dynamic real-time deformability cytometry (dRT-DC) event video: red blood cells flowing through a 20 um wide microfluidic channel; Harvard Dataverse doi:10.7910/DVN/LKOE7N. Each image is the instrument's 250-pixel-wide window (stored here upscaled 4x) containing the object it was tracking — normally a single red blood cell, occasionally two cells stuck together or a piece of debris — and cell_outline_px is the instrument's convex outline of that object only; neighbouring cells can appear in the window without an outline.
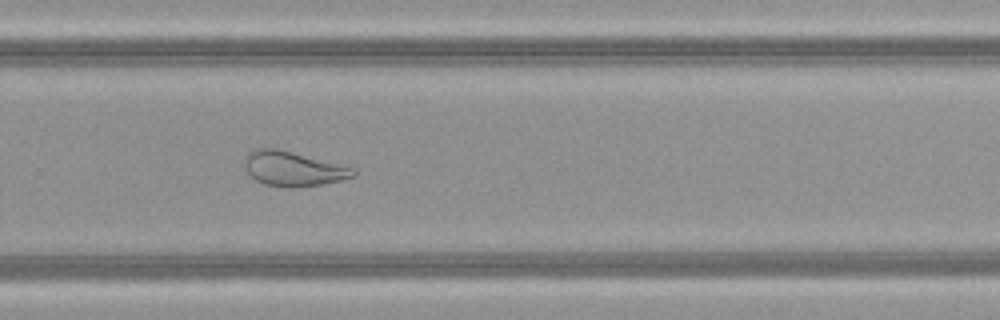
{"species": "common noctule bat (a hibernating species)", "species_latin": "Nyctalus noctula", "temperature_condition": "warm", "stored_images_in_passage": 47, "camera_frame_rate_fps": 3000, "um_per_image_px": 0.085, "animal": {"sex": "female", "body_mass_g": 21.9}, "frame": {"image": 1, "passage_image": 31, "time_ms": 10.0, "image_size_px": [1000, 320], "cell_outline_px": [[356, 176], [324, 184], [300, 188], [288, 188], [264, 184], [256, 180], [244, 168], [244, 156], [248, 152], [256, 148], [276, 148], [356, 168]], "centroid_in_image_um": [24.91, 14.35], "position_along_channel_um": 304.9, "area_um2": 22.2}}
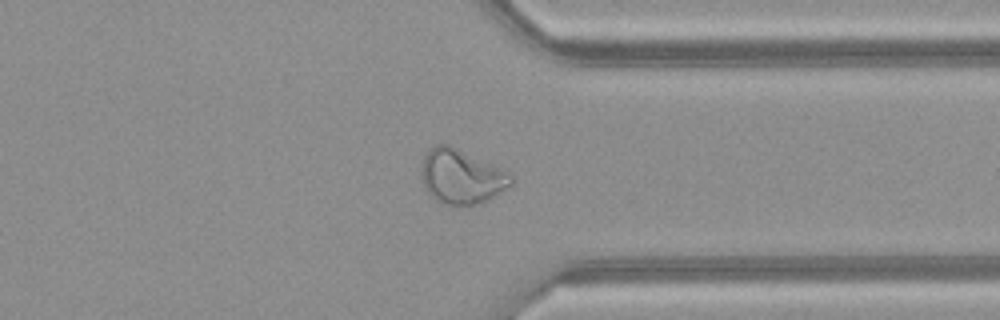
{"frame": {"image": 2, "passage_image": 36, "time_ms": 11.667, "image_size_px": [1000, 320], "cell_outline_px": [[512, 184], [488, 200], [480, 204], [456, 208], [452, 208], [440, 204], [428, 192], [420, 176], [420, 168], [424, 156], [436, 144], [448, 144], [500, 168], [508, 172], [512, 176]], "centroid_in_image_um": [39.18, 15.07], "position_along_channel_um": 372.2, "area_um2": 28.73}}
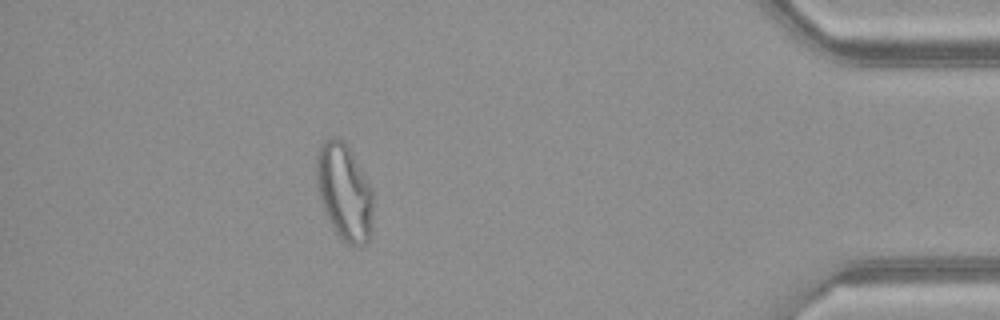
{"frame": {"image": 3, "passage_image": 42, "time_ms": 13.667, "image_size_px": [1000, 320], "cell_outline_px": [[372, 236], [360, 248], [352, 248], [332, 228], [324, 212], [320, 200], [316, 184], [316, 156], [320, 144], [324, 140], [336, 136], [340, 136], [344, 140], [352, 152], [372, 192]], "centroid_in_image_um": [29.25, 16.33], "position_along_channel_um": 406.0, "area_um2": 32.31}}